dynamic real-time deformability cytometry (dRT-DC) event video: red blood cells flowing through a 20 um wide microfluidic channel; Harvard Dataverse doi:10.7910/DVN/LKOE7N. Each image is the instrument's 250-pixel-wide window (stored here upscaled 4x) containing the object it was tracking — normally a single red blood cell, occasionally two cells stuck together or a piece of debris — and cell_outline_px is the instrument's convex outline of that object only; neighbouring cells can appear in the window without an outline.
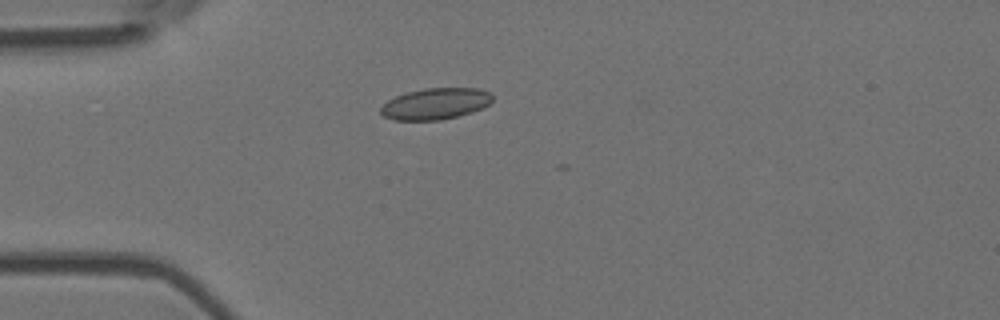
{"species": "Egyptian fruit bat (a non-hibernating species)", "species_latin": "Rousettus aegyptiacus", "temperature_condition": "room temperature", "stored_images_in_passage": 6, "camera_frame_rate_fps": 3000, "um_per_image_px": 0.085, "animal": {"sex": "female"}, "frame": {"image": 1, "passage_image": 6, "time_ms": 1.667, "image_size_px": [1000, 320], "cell_outline_px": [[492, 100], [484, 108], [472, 112], [440, 120], [396, 120], [384, 116], [380, 112], [380, 108], [388, 100], [396, 96], [408, 92], [424, 88], [480, 88], [488, 92], [492, 96]], "centroid_in_image_um": [37.02, 8.81], "position_along_channel_um": 48.0, "area_um2": 20.29}}